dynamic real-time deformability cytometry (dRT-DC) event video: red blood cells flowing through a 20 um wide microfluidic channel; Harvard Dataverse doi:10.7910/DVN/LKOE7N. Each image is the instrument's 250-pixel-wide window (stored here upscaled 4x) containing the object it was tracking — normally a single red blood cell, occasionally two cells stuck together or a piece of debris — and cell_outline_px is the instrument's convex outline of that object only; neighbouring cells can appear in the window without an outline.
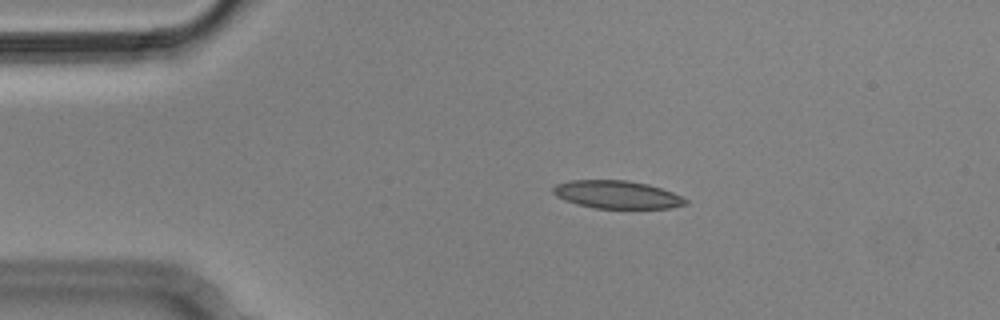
{"species": "Egyptian fruit bat (a non-hibernating species)", "species_latin": "Rousettus aegyptiacus", "temperature_condition": "cold", "stored_images_in_passage": 7, "camera_frame_rate_fps": 3000, "um_per_image_px": 0.085, "animal": {"sex": "male"}, "frame": {"image": 1, "passage_image": 3, "time_ms": 0.667, "image_size_px": [1000, 320], "cell_outline_px": [[688, 204], [672, 208], [592, 208], [576, 204], [564, 200], [556, 196], [552, 192], [552, 188], [556, 184], [572, 180], [628, 180], [648, 184], [672, 192], [688, 200]], "centroid_in_image_um": [52.43, 16.54], "position_along_channel_um": 32.6, "area_um2": 21.62}}
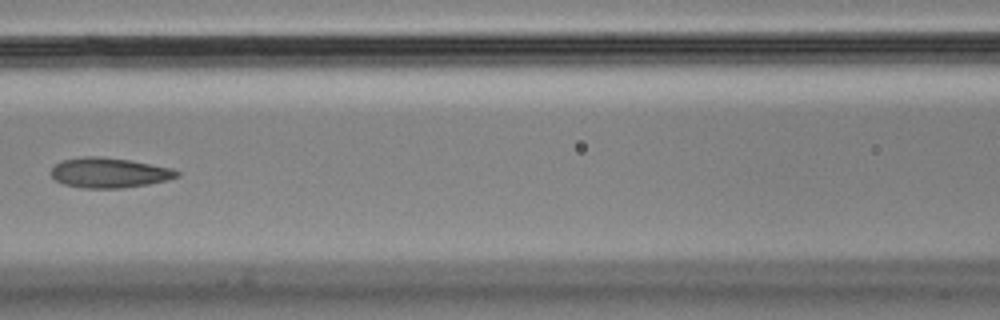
{"frame": {"image": 2, "passage_image": 7, "time_ms": 2.0, "image_size_px": [1000, 320], "cell_outline_px": [[180, 176], [168, 180], [148, 184], [120, 188], [84, 188], [64, 184], [56, 180], [52, 176], [52, 168], [56, 164], [64, 160], [84, 156], [100, 156], [128, 160], [172, 168], [180, 172]], "centroid_in_image_um": [9.31, 14.68], "position_along_channel_um": 157.3, "area_um2": 21.85}}